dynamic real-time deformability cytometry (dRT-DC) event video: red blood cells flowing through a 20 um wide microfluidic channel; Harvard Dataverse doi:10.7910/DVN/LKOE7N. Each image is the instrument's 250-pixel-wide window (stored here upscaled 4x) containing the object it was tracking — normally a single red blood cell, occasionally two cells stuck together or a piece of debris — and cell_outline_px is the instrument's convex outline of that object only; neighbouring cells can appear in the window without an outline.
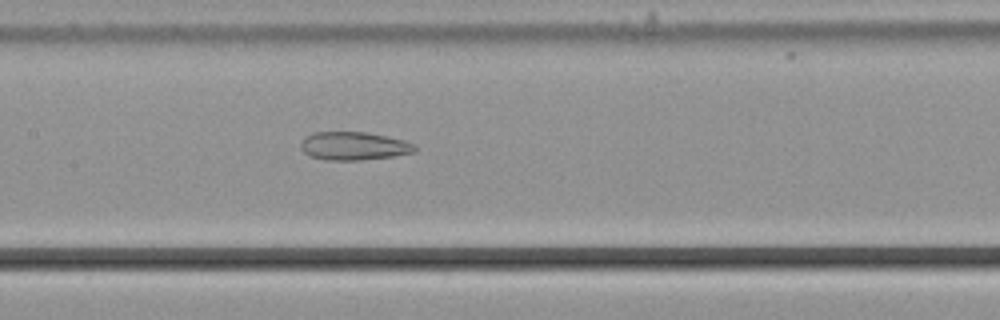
{"species": "common noctule bat (a hibernating species)", "species_latin": "Nyctalus noctula", "temperature_condition": "cold", "stored_images_in_passage": 42, "camera_frame_rate_fps": 3000, "um_per_image_px": 0.085, "animal": {"sex": "male", "body_mass_g": 21.5, "forearm_length_mm": 52.0}, "frame": {"image": 1, "passage_image": 14, "time_ms": 4.333, "image_size_px": [1000, 320], "cell_outline_px": [[416, 152], [392, 156], [360, 160], [324, 160], [308, 156], [300, 148], [300, 144], [304, 136], [312, 132], [364, 132], [404, 140], [416, 144]], "centroid_in_image_um": [30.03, 12.41], "position_along_channel_um": 177.4, "area_um2": 18.9}}
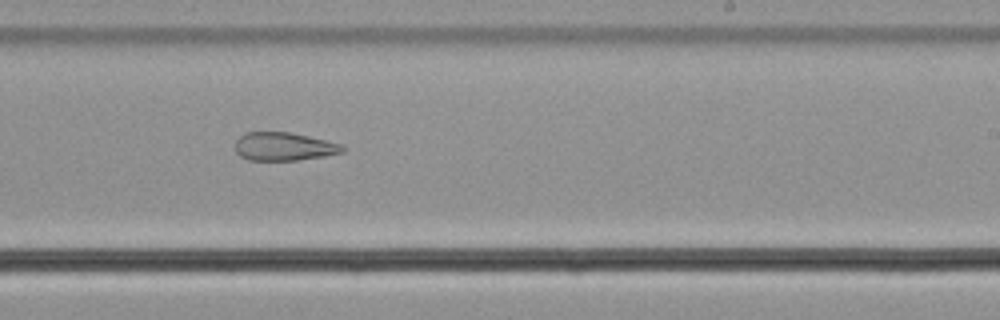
{"frame": {"image": 2, "passage_image": 21, "time_ms": 6.667, "image_size_px": [1000, 320], "cell_outline_px": [[344, 152], [324, 156], [296, 160], [248, 160], [240, 156], [236, 152], [236, 140], [244, 132], [288, 132], [308, 136], [344, 144]], "centroid_in_image_um": [24.14, 12.45], "position_along_channel_um": 264.9, "area_um2": 17.69}}
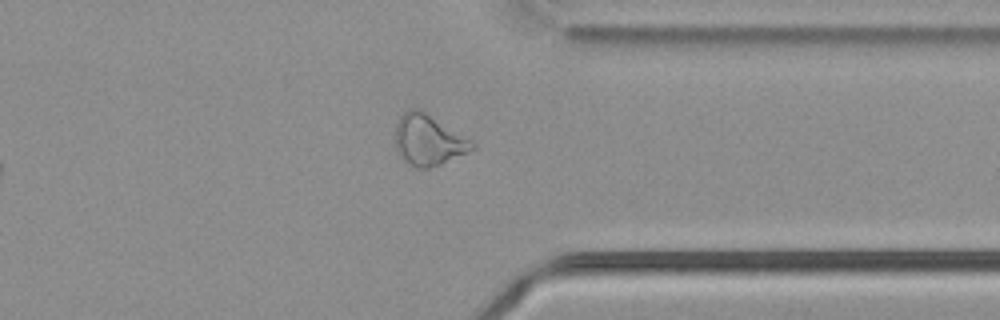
{"frame": {"image": 3, "passage_image": 30, "time_ms": 9.667, "image_size_px": [1000, 320], "cell_outline_px": [[476, 148], [440, 164], [428, 168], [416, 168], [396, 152], [396, 124], [400, 116], [404, 112], [412, 108], [420, 108], [472, 140], [476, 144]], "centroid_in_image_um": [36.42, 11.88], "position_along_channel_um": 375.0, "area_um2": 22.6}, "authors_computed_cell_mechanics": {"area_um2": 21.4727, "velocity_mm_per_s": 3.7766, "shape_relaxation_time_tau1_ms": null, "shape_relaxation_time_tau2_ms": 5.9258, "deformation_change_tau1": null, "deformation_change_tau2": 0.1692}}